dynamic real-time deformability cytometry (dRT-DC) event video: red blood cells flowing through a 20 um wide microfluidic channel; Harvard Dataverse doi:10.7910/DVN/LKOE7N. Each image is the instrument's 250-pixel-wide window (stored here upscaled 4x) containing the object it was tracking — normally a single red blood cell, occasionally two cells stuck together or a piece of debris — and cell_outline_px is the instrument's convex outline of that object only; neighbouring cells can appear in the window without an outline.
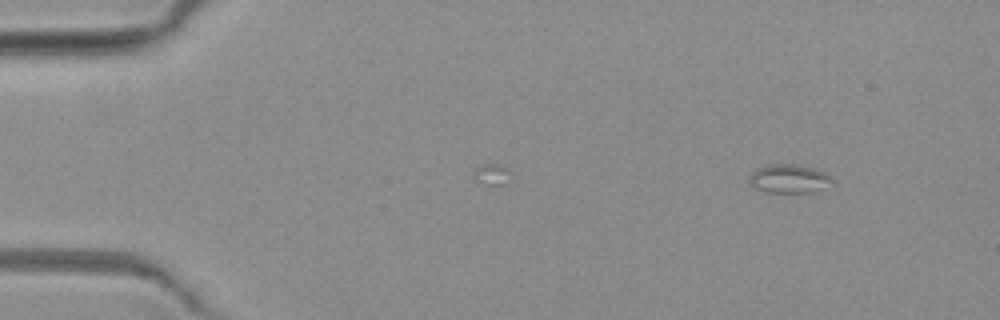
{"species": "common noctule bat (a hibernating species)", "species_latin": "Nyctalus noctula", "temperature_condition": "warm", "stored_images_in_passage": 2, "camera_frame_rate_fps": 3000, "um_per_image_px": 0.085, "animal": {"sex": "female", "body_mass_g": 19.3, "forearm_length_mm": 54.1}, "frame": {"image": 1, "passage_image": 2, "time_ms": 0.333, "image_size_px": [1000, 320], "cell_outline_px": [[832, 180], [812, 192], [764, 192], [756, 188], [748, 180], [748, 176], [756, 168], [768, 164], [792, 164], [816, 168], [832, 176]], "centroid_in_image_um": [66.99, 15.16], "position_along_channel_um": 18.0, "area_um2": 13.64}}